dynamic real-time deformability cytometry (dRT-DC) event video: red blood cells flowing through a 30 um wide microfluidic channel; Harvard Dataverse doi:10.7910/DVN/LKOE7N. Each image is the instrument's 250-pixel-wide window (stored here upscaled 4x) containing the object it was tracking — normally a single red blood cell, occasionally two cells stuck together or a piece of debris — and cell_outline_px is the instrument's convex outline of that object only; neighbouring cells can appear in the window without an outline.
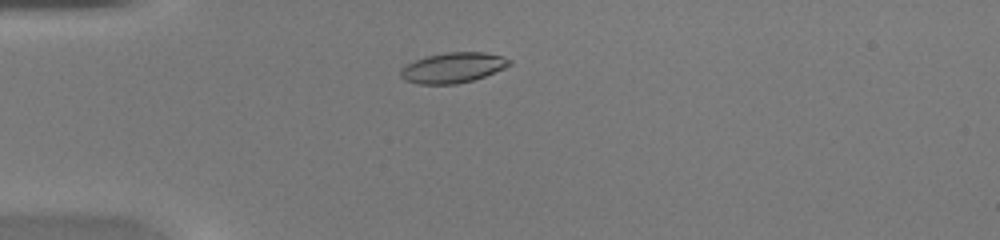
{"species": "common noctule bat (a hibernating species)", "species_latin": "Nyctalus noctula", "temperature_condition": "warm", "stored_images_in_passage": 44, "camera_frame_rate_fps": 3000, "um_per_image_px": 0.085, "animal": {"sex": "female", "body_mass_g": 20.0, "forearm_length_mm": 54.0}, "frame": {"image": 1, "passage_image": 9, "time_ms": 2.667, "image_size_px": [1000, 240], "cell_outline_px": [[512, 64], [504, 68], [484, 76], [472, 80], [456, 84], [416, 84], [404, 80], [400, 76], [400, 68], [416, 60], [428, 56], [444, 52], [484, 52], [504, 56], [512, 60]], "centroid_in_image_um": [38.51, 5.75], "position_along_channel_um": 46.5, "area_um2": 19.25}}
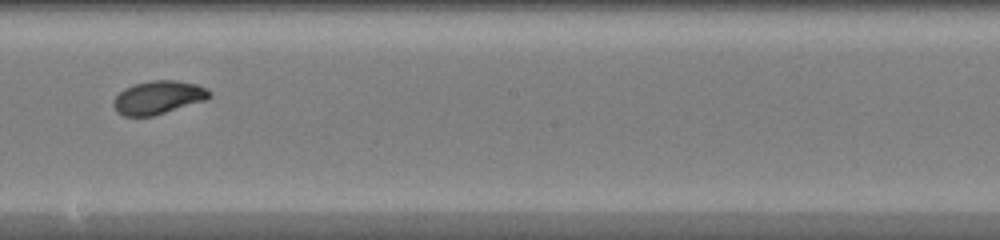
{"frame": {"image": 2, "passage_image": 24, "time_ms": 7.667, "image_size_px": [1000, 240], "cell_outline_px": [[212, 96], [208, 100], [152, 116], [124, 116], [116, 112], [112, 104], [112, 100], [124, 88], [132, 84], [152, 80], [176, 80], [196, 84], [208, 88], [212, 92]], "centroid_in_image_um": [13.47, 8.28], "position_along_channel_um": 234.7, "area_um2": 18.96}}
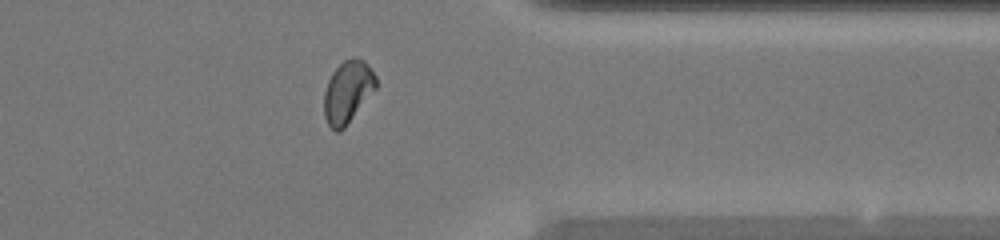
{"frame": {"image": 3, "passage_image": 35, "time_ms": 11.333, "image_size_px": [1000, 240], "cell_outline_px": [[376, 88], [344, 128], [340, 132], [336, 132], [328, 124], [324, 116], [324, 92], [328, 80], [332, 72], [344, 60], [352, 56], [364, 60], [372, 68], [376, 76]], "centroid_in_image_um": [29.55, 7.78], "position_along_channel_um": 381.8, "area_um2": 18.84}, "authors_computed_cell_mechanics": {"area_um2": 18.8139, "velocity_mm_per_s": 4.2263, "shape_relaxation_time_tau1_ms": 2.8776, "shape_relaxation_time_tau2_ms": 0.9911, "deformation_change_tau1": 0.1449, "deformation_change_tau2": 0.0501}}